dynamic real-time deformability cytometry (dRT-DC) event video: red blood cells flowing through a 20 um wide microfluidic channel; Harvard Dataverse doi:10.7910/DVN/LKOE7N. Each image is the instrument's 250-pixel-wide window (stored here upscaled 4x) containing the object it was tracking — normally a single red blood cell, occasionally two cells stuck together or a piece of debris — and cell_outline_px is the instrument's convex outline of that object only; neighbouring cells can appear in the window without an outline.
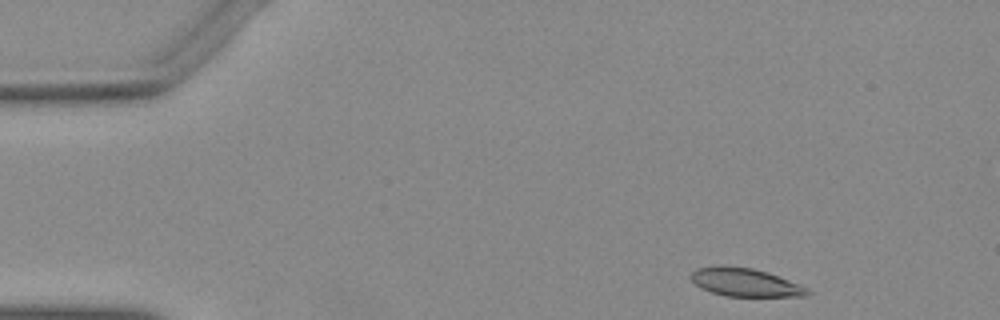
{"species": "Egyptian fruit bat (a non-hibernating species)", "species_latin": "Rousettus aegyptiacus", "temperature_condition": "warm", "stored_images_in_passage": 47, "camera_frame_rate_fps": 3000, "um_per_image_px": 0.085, "animal": {"sex": "female"}, "frame": {"image": 1, "passage_image": 1, "time_ms": 0.0, "image_size_px": [1000, 320], "cell_outline_px": [[812, 292], [804, 296], [724, 296], [700, 288], [692, 280], [692, 272], [696, 268], [720, 264], [752, 268], [768, 272], [800, 284], [808, 288]], "centroid_in_image_um": [63.34, 23.98], "position_along_channel_um": 21.7, "area_um2": 19.31}}
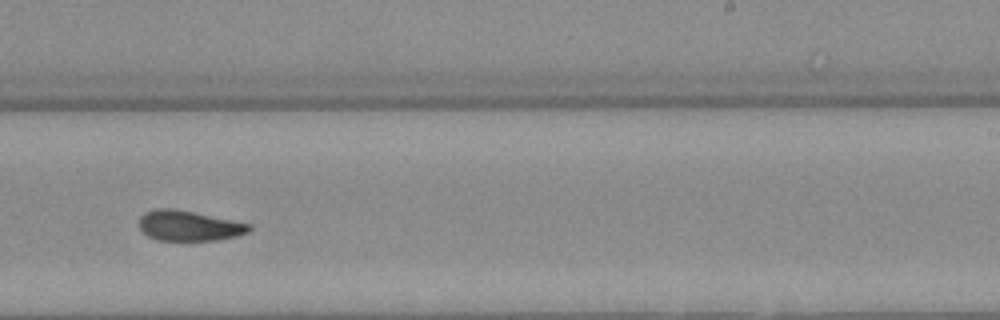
{"frame": {"image": 2, "passage_image": 27, "time_ms": 8.667, "image_size_px": [1000, 320], "cell_outline_px": [[252, 228], [248, 232], [236, 236], [216, 240], [160, 240], [148, 236], [140, 228], [140, 216], [144, 212], [156, 208], [172, 208], [252, 224]], "centroid_in_image_um": [16.06, 19.18], "position_along_channel_um": 272.9, "area_um2": 19.19}}
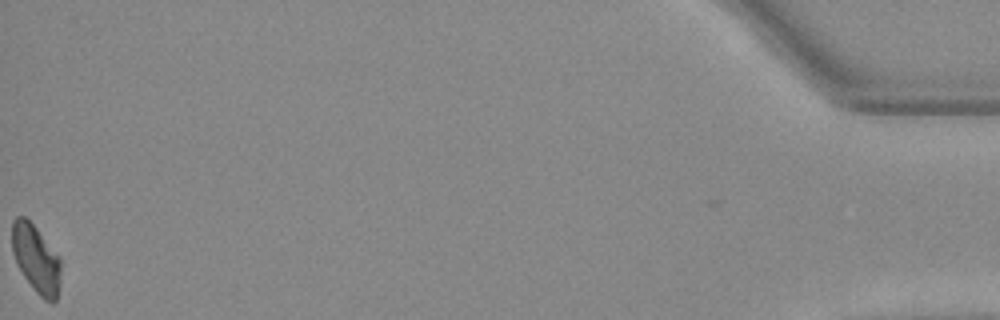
{"frame": {"image": 3, "passage_image": 47, "time_ms": 15.333, "image_size_px": [1000, 320], "cell_outline_px": [[60, 272], [56, 300], [52, 304], [44, 300], [36, 292], [24, 276], [16, 264], [12, 252], [12, 220], [16, 216], [24, 216], [36, 228], [60, 260]], "centroid_in_image_um": [3.02, 22.01], "position_along_channel_um": 432.2, "area_um2": 18.9}}